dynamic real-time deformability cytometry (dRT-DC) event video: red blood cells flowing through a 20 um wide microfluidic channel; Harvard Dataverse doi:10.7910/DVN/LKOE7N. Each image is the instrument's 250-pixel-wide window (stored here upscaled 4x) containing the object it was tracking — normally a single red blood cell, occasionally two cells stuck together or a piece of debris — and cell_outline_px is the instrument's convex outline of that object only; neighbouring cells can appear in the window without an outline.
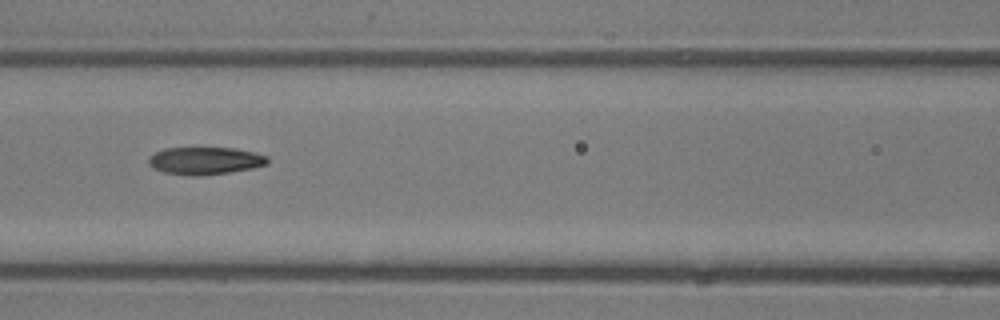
{"species": "common noctule bat (a hibernating species)", "species_latin": "Nyctalus noctula", "temperature_condition": "room temperature", "stored_images_in_passage": 6, "camera_frame_rate_fps": 3000, "um_per_image_px": 0.085, "animal": {"sex": "male", "body_mass_g": 13.3}, "frame": {"image": 1, "passage_image": 6, "time_ms": 1.667, "image_size_px": [1000, 320], "cell_outline_px": [[268, 164], [252, 168], [228, 172], [200, 176], [188, 176], [164, 172], [152, 168], [148, 164], [148, 156], [164, 148], [236, 148], [268, 156]], "centroid_in_image_um": [17.39, 13.66], "position_along_channel_um": 149.2, "area_um2": 19.13}}